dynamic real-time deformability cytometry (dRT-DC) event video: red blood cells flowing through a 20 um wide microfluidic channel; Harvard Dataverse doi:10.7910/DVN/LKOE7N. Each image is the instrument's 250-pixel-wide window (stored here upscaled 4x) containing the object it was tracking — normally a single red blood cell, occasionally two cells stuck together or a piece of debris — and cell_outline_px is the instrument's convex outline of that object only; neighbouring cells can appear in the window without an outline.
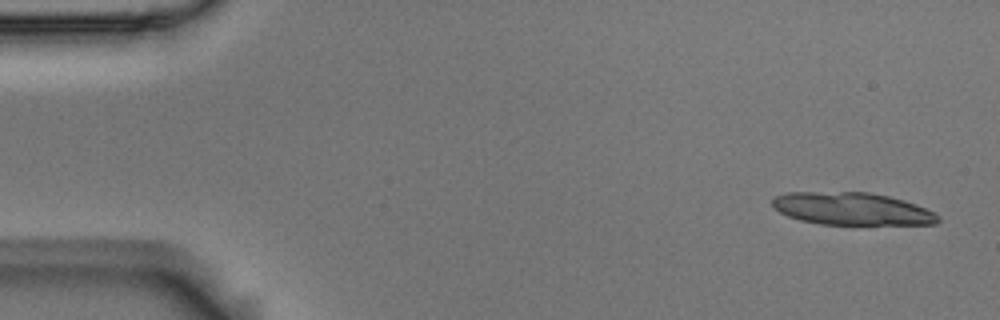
{"species": "Egyptian fruit bat (a non-hibernating species)", "species_latin": "Rousettus aegyptiacus", "temperature_condition": "room temperature", "stored_images_in_passage": 5, "camera_frame_rate_fps": 3000, "um_per_image_px": 0.085, "animal": {"sex": "male"}, "frame": {"image": 1, "passage_image": 1, "time_ms": 0.0, "image_size_px": [1000, 320], "cell_outline_px": [[940, 220], [936, 224], [820, 224], [800, 220], [788, 216], [780, 212], [772, 204], [772, 200], [776, 196], [784, 192], [868, 192], [888, 196], [904, 200], [916, 204], [940, 216]], "centroid_in_image_um": [72.4, 17.74], "position_along_channel_um": 12.6, "area_um2": 31.21}}